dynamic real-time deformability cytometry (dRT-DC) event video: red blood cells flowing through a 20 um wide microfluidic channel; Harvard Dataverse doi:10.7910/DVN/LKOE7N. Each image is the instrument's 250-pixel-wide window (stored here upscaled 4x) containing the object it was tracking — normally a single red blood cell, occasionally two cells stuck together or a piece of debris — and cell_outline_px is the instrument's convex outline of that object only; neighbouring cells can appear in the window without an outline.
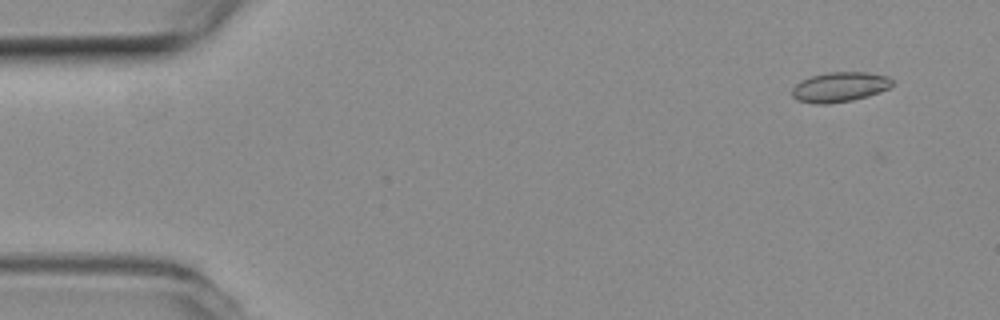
{"species": "common noctule bat (a hibernating species)", "species_latin": "Nyctalus noctula", "temperature_condition": "room temperature", "stored_images_in_passage": 54, "camera_frame_rate_fps": 3000, "um_per_image_px": 0.085, "animal": {"sex": "female", "body_mass_g": 19.3, "forearm_length_mm": 54.1}, "frame": {"image": 1, "passage_image": 4, "time_ms": 1.0, "image_size_px": [1000, 320], "cell_outline_px": [[892, 84], [888, 88], [868, 96], [852, 100], [828, 104], [816, 104], [796, 100], [792, 96], [792, 88], [800, 80], [812, 76], [828, 72], [864, 72], [888, 76], [892, 80]], "centroid_in_image_um": [71.34, 7.4], "position_along_channel_um": 13.7, "area_um2": 17.4}}
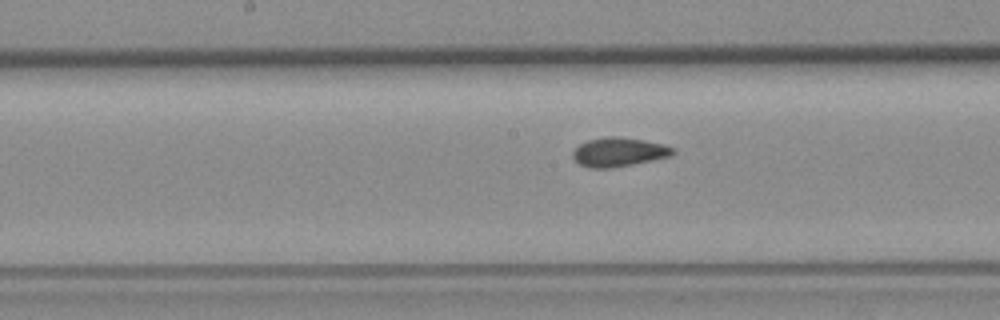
{"frame": {"image": 2, "passage_image": 27, "time_ms": 8.667, "image_size_px": [1000, 320], "cell_outline_px": [[676, 152], [668, 156], [652, 160], [612, 168], [588, 168], [580, 164], [572, 156], [572, 152], [580, 144], [588, 140], [608, 136], [616, 136], [644, 140], [664, 144], [676, 148]], "centroid_in_image_um": [52.61, 12.92], "position_along_channel_um": 195.6, "area_um2": 16.88}}
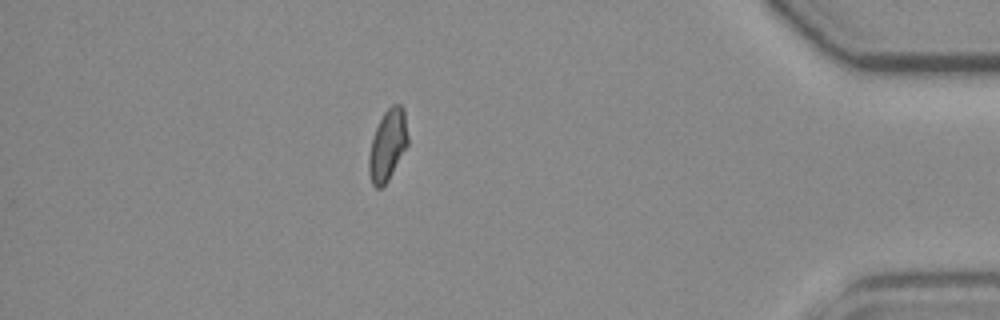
{"frame": {"image": 3, "passage_image": 47, "time_ms": 15.333, "image_size_px": [1000, 320], "cell_outline_px": [[408, 144], [388, 180], [380, 188], [376, 188], [372, 184], [368, 172], [368, 156], [372, 140], [376, 128], [384, 112], [392, 104], [400, 104], [404, 108], [408, 136]], "centroid_in_image_um": [32.95, 12.32], "position_along_channel_um": 402.3, "area_um2": 16.07}, "authors_computed_cell_mechanics": {"area_um2": 16.7042, "velocity_mm_per_s": 3.8165, "shape_relaxation_time_tau1_ms": null, "shape_relaxation_time_tau2_ms": 1.3516, "deformation_change_tau1": null, "deformation_change_tau2": 0.0503}}